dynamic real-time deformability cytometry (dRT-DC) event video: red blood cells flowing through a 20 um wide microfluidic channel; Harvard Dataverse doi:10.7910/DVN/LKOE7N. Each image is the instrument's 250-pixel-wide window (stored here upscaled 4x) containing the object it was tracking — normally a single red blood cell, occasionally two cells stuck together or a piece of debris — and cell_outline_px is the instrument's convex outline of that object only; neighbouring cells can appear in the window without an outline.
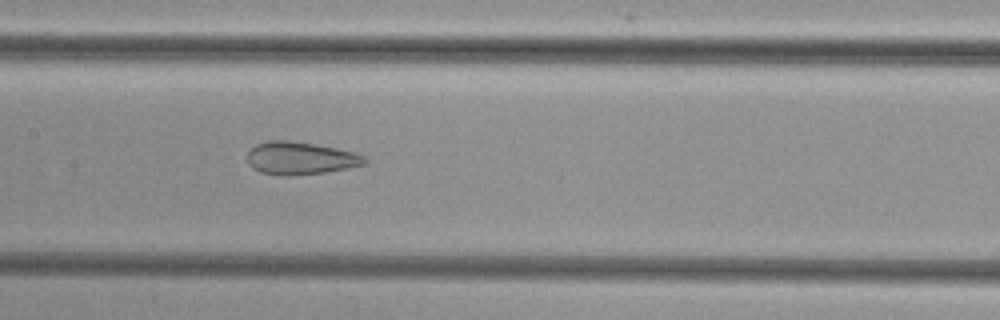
{"species": "common noctule bat (a hibernating species)", "species_latin": "Nyctalus noctula", "temperature_condition": "cold", "stored_images_in_passage": 37, "camera_frame_rate_fps": 3000, "um_per_image_px": 0.085, "animal": {"sex": "female", "body_mass_g": 29.2, "forearm_length_mm": 56.3}, "frame": {"image": 1, "passage_image": 16, "time_ms": 5.0, "image_size_px": [1000, 320], "cell_outline_px": [[368, 160], [364, 164], [348, 168], [324, 172], [288, 176], [280, 176], [260, 172], [252, 168], [248, 164], [248, 152], [256, 144], [268, 140], [288, 140], [316, 144], [336, 148], [352, 152], [364, 156]], "centroid_in_image_um": [25.5, 13.45], "position_along_channel_um": 181.9, "area_um2": 22.37}}
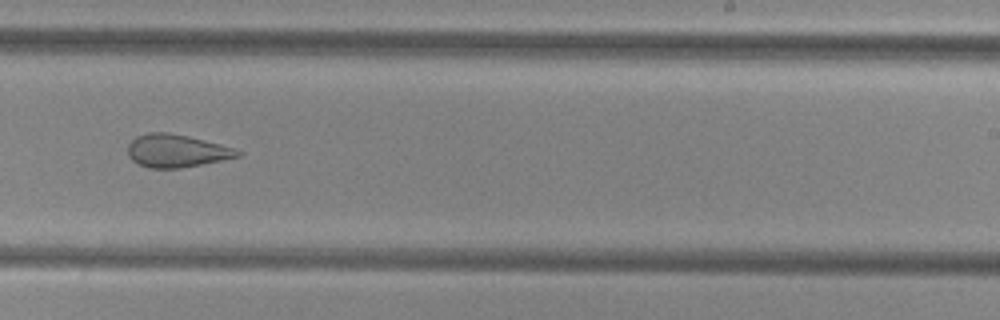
{"frame": {"image": 2, "passage_image": 23, "time_ms": 7.333, "image_size_px": [1000, 320], "cell_outline_px": [[244, 152], [240, 156], [180, 168], [148, 168], [132, 160], [128, 156], [128, 144], [136, 136], [148, 132], [168, 132], [188, 136], [220, 144]], "centroid_in_image_um": [14.97, 12.81], "position_along_channel_um": 274.0, "area_um2": 20.87}}
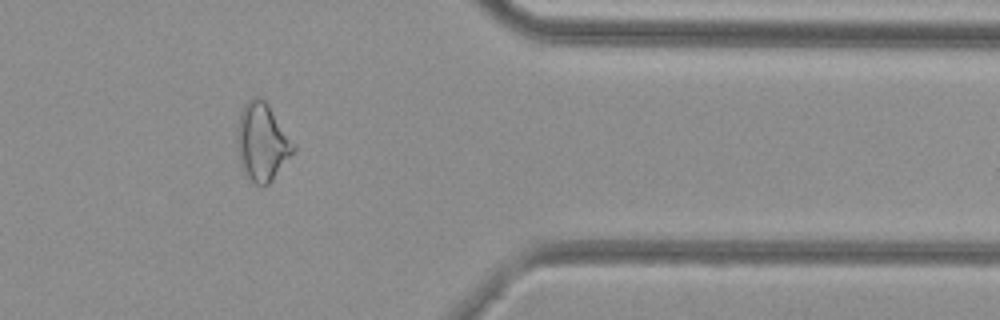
{"frame": {"image": 3, "passage_image": 33, "time_ms": 10.667, "image_size_px": [1000, 320], "cell_outline_px": [[296, 148], [272, 180], [268, 184], [256, 184], [248, 180], [240, 164], [236, 140], [236, 128], [240, 112], [244, 104], [252, 96], [260, 96], [268, 104], [296, 144]], "centroid_in_image_um": [22.26, 12.04], "position_along_channel_um": 389.1, "area_um2": 25.72}}